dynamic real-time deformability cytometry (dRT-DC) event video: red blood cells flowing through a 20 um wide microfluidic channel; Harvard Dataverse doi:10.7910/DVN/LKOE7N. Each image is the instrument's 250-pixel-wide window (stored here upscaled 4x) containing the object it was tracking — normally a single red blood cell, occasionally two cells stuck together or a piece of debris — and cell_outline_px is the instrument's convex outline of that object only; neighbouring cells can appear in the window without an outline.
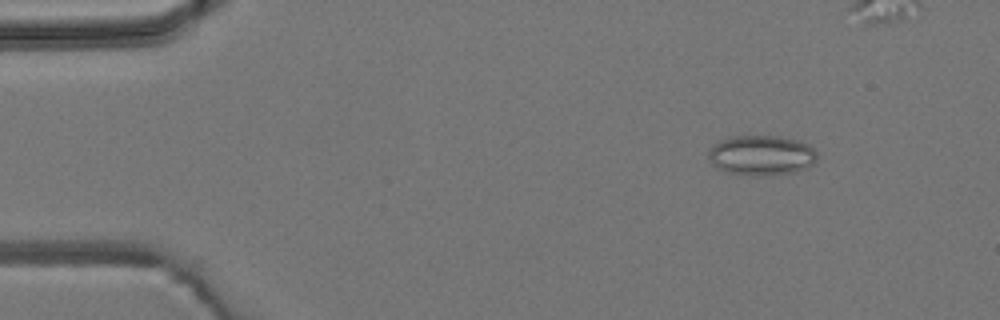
{"species": "common noctule bat (a hibernating species)", "species_latin": "Nyctalus noctula", "temperature_condition": "room temperature", "stored_images_in_passage": 9, "camera_frame_rate_fps": 3000, "um_per_image_px": 0.085, "animal": {"sex": "male", "body_mass_g": 19.2, "forearm_length_mm": 51.8}, "frame": {"image": 1, "passage_image": 2, "time_ms": 1.333, "image_size_px": [1000, 320], "cell_outline_px": [[816, 160], [808, 168], [796, 172], [760, 176], [752, 176], [728, 172], [716, 168], [712, 164], [708, 156], [708, 148], [720, 140], [732, 136], [776, 136], [800, 140], [808, 144], [816, 152]], "centroid_in_image_um": [64.71, 13.2], "position_along_channel_um": 20.3, "area_um2": 25.61}}
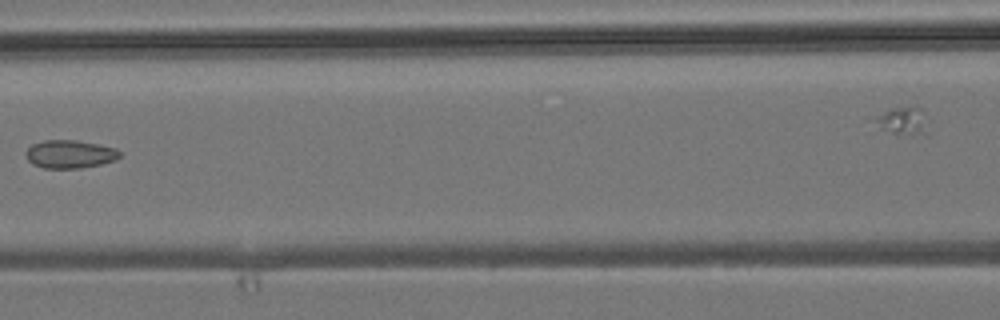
{"frame": {"image": 2, "passage_image": 7, "time_ms": 7.0, "image_size_px": [1000, 320], "cell_outline_px": [[120, 156], [116, 160], [100, 164], [80, 168], [44, 168], [32, 164], [28, 160], [24, 152], [32, 144], [44, 140], [76, 140], [116, 148], [120, 152]], "centroid_in_image_um": [5.91, 13.1], "position_along_channel_um": 160.7, "area_um2": 15.37}}
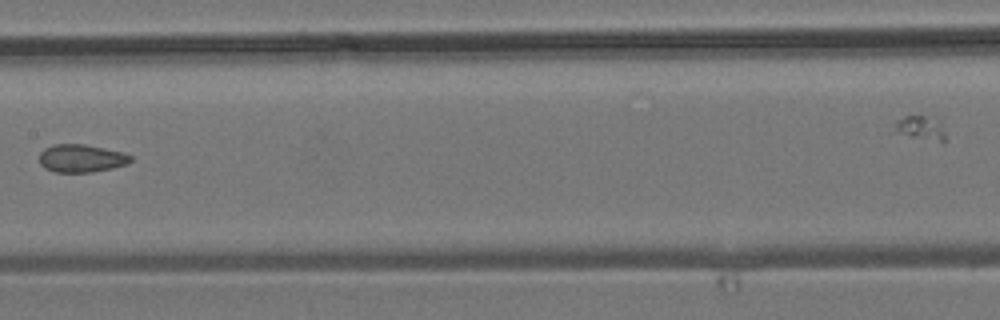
{"frame": {"image": 3, "passage_image": 8, "time_ms": 8.0, "image_size_px": [1000, 320], "cell_outline_px": [[132, 160], [128, 164], [112, 168], [92, 172], [56, 172], [44, 168], [40, 164], [40, 152], [44, 148], [52, 144], [84, 144], [124, 152], [132, 156]], "centroid_in_image_um": [6.92, 13.45], "position_along_channel_um": 200.5, "area_um2": 14.97}}